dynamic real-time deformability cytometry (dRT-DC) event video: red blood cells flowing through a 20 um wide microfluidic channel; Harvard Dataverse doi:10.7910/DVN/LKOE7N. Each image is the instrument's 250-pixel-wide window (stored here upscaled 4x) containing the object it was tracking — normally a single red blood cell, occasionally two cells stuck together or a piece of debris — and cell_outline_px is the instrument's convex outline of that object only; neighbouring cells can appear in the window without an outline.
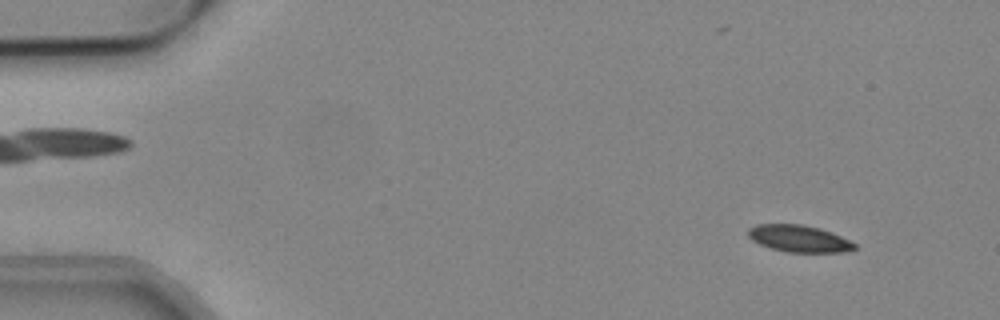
{"species": "common noctule bat (a hibernating species)", "species_latin": "Nyctalus noctula", "temperature_condition": "cold", "stored_images_in_passage": 55, "camera_frame_rate_fps": 3000, "um_per_image_px": 0.085, "animal": {"sex": "male", "body_mass_g": 19.2, "forearm_length_mm": 51.8}, "frame": {"image": 1, "passage_image": 5, "time_ms": 1.333, "image_size_px": [1000, 320], "cell_outline_px": [[856, 248], [844, 252], [788, 252], [772, 248], [760, 244], [752, 240], [748, 236], [748, 228], [756, 224], [800, 224], [820, 228], [832, 232], [856, 244]], "centroid_in_image_um": [67.9, 20.27], "position_along_channel_um": 17.1, "area_um2": 16.59}}
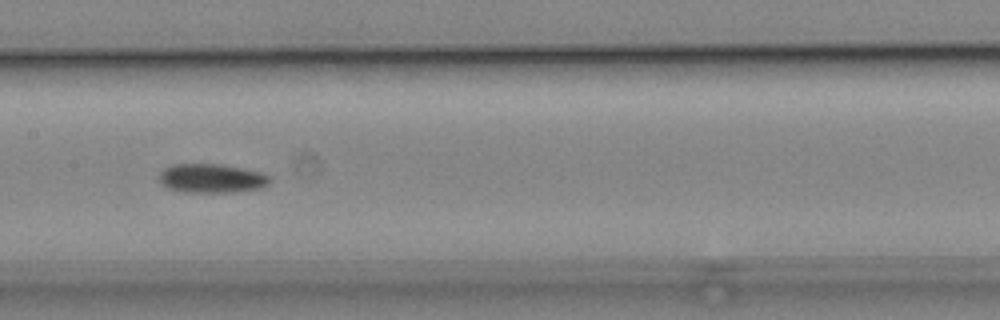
{"frame": {"image": 2, "passage_image": 27, "time_ms": 8.667, "image_size_px": [1000, 320], "cell_outline_px": [[272, 180], [264, 188], [236, 192], [184, 192], [168, 188], [160, 184], [160, 172], [164, 168], [172, 164], [220, 164], [260, 172], [272, 176]], "centroid_in_image_um": [18.02, 15.17], "position_along_channel_um": 189.4, "area_um2": 18.9}}
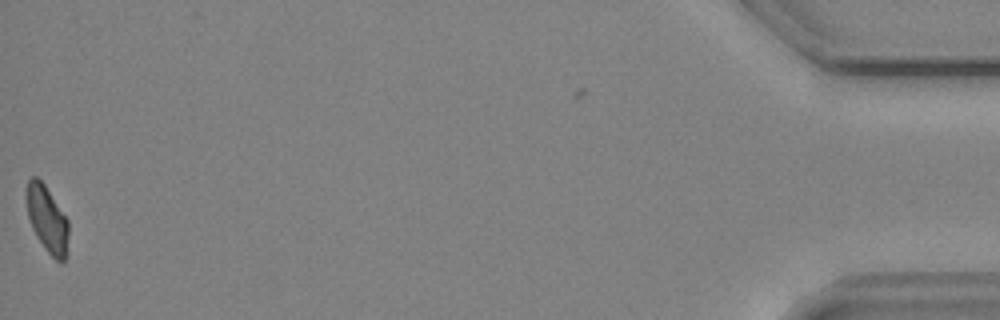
{"frame": {"image": 3, "passage_image": 54, "time_ms": 17.667, "image_size_px": [1000, 320], "cell_outline_px": [[68, 236], [64, 260], [60, 264], [44, 248], [36, 236], [32, 228], [28, 216], [24, 192], [28, 180], [32, 176], [36, 176], [44, 184], [68, 220]], "centroid_in_image_um": [3.97, 18.6], "position_along_channel_um": 431.2, "area_um2": 16.3}, "authors_computed_cell_mechanics": {"area_um2": 17.5712, "velocity_mm_per_s": 3.7985, "shape_relaxation_time_tau1_ms": null, "shape_relaxation_time_tau2_ms": 5.5845, "deformation_change_tau1": null, "deformation_change_tau2": 0.1073}}